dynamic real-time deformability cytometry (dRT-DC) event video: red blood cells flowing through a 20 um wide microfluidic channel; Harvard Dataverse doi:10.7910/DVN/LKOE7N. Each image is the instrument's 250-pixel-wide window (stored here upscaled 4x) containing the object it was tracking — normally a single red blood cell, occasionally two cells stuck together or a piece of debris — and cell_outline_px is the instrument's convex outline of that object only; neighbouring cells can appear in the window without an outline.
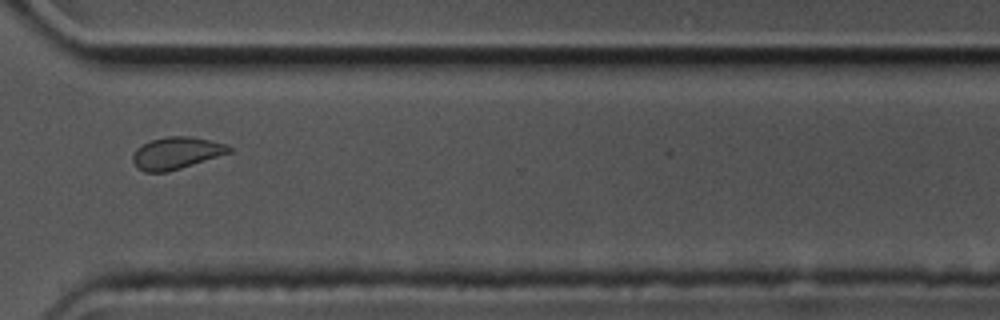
{"species": "common noctule bat (a hibernating species)", "species_latin": "Nyctalus noctula", "temperature_condition": "cold", "stored_images_in_passage": 11, "camera_frame_rate_fps": 3000, "um_per_image_px": 0.085, "animal": {"sex": "male", "body_mass_g": 17.5, "forearm_length_mm": 52.3}, "frame": {"image": 1, "passage_image": 8, "time_ms": 2.333, "image_size_px": [1000, 320], "cell_outline_px": [[232, 152], [168, 172], [144, 172], [136, 168], [132, 160], [132, 156], [136, 148], [152, 140], [168, 136], [192, 136], [228, 144], [232, 148]], "centroid_in_image_um": [14.99, 13.01], "position_along_channel_um": 355.6, "area_um2": 18.09}}